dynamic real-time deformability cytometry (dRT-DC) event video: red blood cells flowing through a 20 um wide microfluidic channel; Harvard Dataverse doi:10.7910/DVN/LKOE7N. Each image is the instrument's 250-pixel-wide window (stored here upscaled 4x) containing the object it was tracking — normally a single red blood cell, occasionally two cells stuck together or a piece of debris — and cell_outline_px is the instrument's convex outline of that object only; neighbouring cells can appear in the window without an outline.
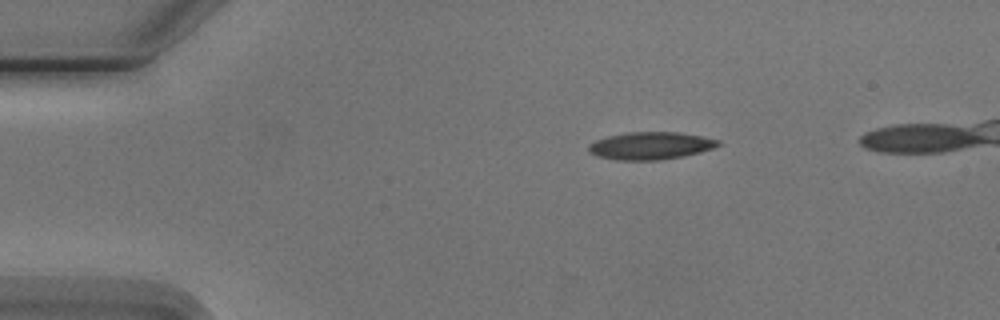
{"species": "Egyptian fruit bat (a non-hibernating species)", "species_latin": "Rousettus aegyptiacus", "temperature_condition": "cold", "stored_images_in_passage": 3, "camera_frame_rate_fps": 3000, "um_per_image_px": 0.085, "animal": {"sex": "male"}, "frame": {"image": 1, "passage_image": 1, "time_ms": 0.0, "image_size_px": [1000, 320], "cell_outline_px": [[720, 144], [712, 148], [700, 152], [684, 156], [660, 160], [616, 160], [596, 156], [588, 152], [588, 144], [596, 140], [608, 136], [628, 132], [680, 132], [720, 140]], "centroid_in_image_um": [55.26, 12.39], "position_along_channel_um": 29.7, "area_um2": 20.81}}